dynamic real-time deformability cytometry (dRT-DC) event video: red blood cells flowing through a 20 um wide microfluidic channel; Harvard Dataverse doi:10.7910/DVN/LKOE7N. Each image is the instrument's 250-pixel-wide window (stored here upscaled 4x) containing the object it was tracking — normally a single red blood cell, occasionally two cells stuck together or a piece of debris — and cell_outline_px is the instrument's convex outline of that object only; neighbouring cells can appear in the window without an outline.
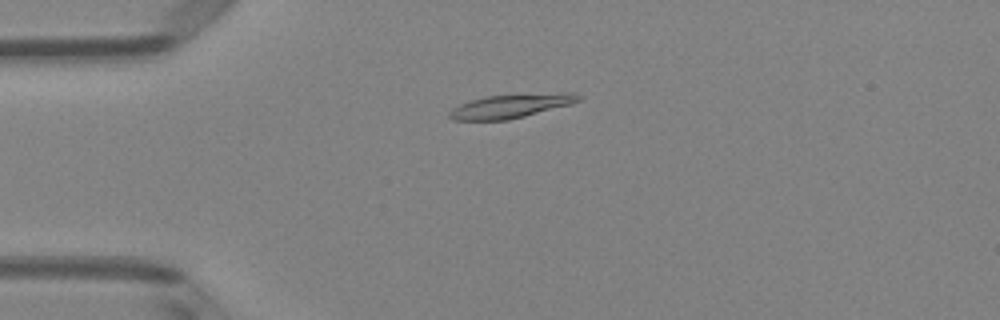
{"species": "Egyptian fruit bat (a non-hibernating species)", "species_latin": "Rousettus aegyptiacus", "temperature_condition": "room temperature", "stored_images_in_passage": 6, "camera_frame_rate_fps": 3000, "um_per_image_px": 0.085, "animal": {"sex": "female"}, "frame": {"image": 1, "passage_image": 4, "time_ms": 1.0, "image_size_px": [1000, 320], "cell_outline_px": [[580, 100], [572, 104], [508, 120], [452, 120], [448, 116], [448, 112], [452, 108], [460, 104], [484, 96], [560, 92], [576, 92], [580, 96]], "centroid_in_image_um": [43.44, 9.0], "position_along_channel_um": 41.6, "area_um2": 18.03}}
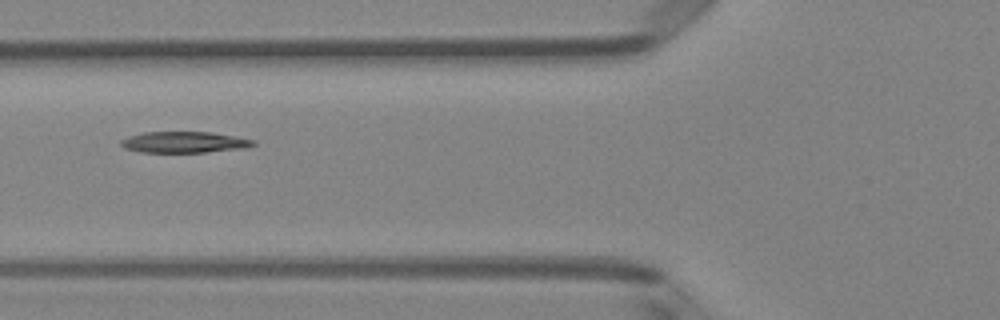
{"frame": {"image": 2, "passage_image": 6, "time_ms": 1.667, "image_size_px": [1000, 320], "cell_outline_px": [[256, 144], [244, 148], [204, 152], [140, 152], [124, 148], [120, 144], [120, 140], [128, 136], [144, 132], [212, 132], [236, 136], [256, 140]], "centroid_in_image_um": [15.66, 12.08], "position_along_channel_um": 110.1, "area_um2": 16.36}}